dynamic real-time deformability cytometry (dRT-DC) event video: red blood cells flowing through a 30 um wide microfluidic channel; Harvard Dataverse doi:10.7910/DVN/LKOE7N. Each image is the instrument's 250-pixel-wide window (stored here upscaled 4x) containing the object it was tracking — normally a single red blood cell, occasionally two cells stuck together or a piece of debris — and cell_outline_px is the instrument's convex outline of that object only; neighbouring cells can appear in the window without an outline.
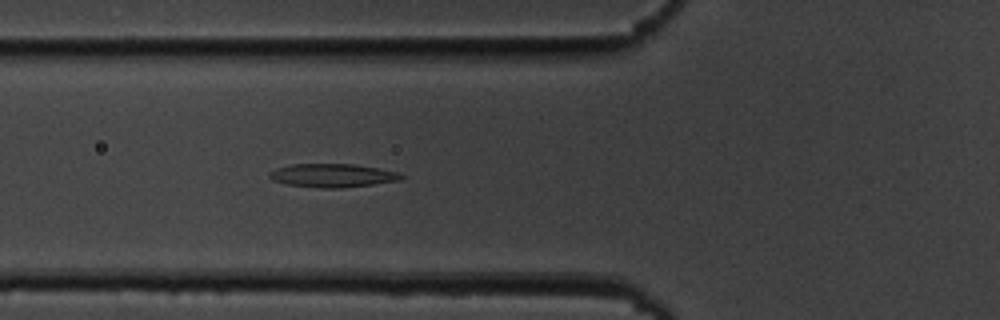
{"species": "common noctule bat (a hibernating species)", "species_latin": "Nyctalus noctula", "temperature_condition": "cold", "stored_images_in_passage": 37, "camera_frame_rate_fps": 3000, "um_per_image_px": 0.085, "animal": {"sex": "male", "body_mass_g": 19.5, "forearm_length_mm": 54.6}, "frame": {"image": 1, "passage_image": 3, "time_ms": 0.667, "image_size_px": [1000, 320], "cell_outline_px": [[404, 176], [400, 180], [372, 184], [340, 188], [320, 188], [288, 184], [272, 180], [268, 176], [276, 168], [292, 164], [352, 164], [376, 168], [396, 172]], "centroid_in_image_um": [28.24, 14.91], "position_along_channel_um": 97.6, "area_um2": 17.69}}
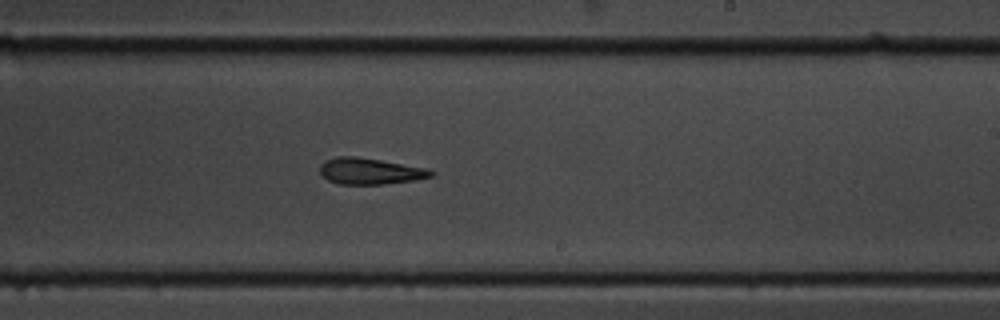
{"frame": {"image": 2, "passage_image": 16, "time_ms": 5.0, "image_size_px": [1000, 320], "cell_outline_px": [[436, 172], [432, 176], [416, 180], [384, 184], [340, 184], [328, 180], [320, 172], [320, 164], [324, 160], [336, 156], [356, 156], [428, 168]], "centroid_in_image_um": [31.46, 14.54], "position_along_channel_um": 257.5, "area_um2": 17.11}}
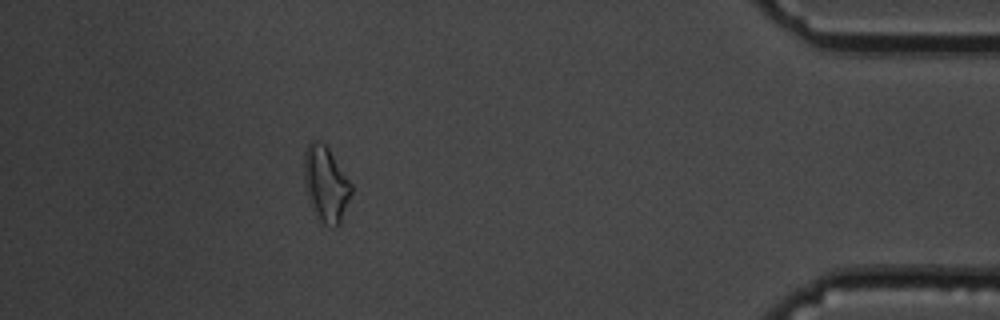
{"frame": {"image": 3, "passage_image": 32, "time_ms": 10.333, "image_size_px": [1000, 320], "cell_outline_px": [[352, 192], [340, 224], [332, 228], [324, 224], [316, 216], [312, 208], [304, 184], [304, 152], [308, 144], [312, 140], [320, 140], [328, 148], [352, 184]], "centroid_in_image_um": [27.69, 15.64], "position_along_channel_um": 407.5, "area_um2": 20.75}}